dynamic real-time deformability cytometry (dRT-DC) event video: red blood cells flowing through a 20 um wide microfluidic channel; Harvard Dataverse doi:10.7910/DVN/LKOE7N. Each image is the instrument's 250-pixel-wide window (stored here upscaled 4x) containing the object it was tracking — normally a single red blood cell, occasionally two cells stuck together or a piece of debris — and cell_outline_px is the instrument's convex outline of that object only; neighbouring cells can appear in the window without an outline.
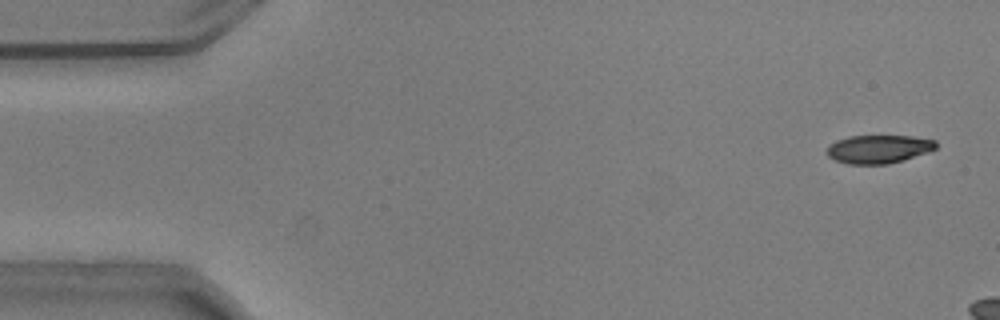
{"species": "common noctule bat (a hibernating species)", "species_latin": "Nyctalus noctula", "temperature_condition": "warm", "stored_images_in_passage": 48, "camera_frame_rate_fps": 3000, "um_per_image_px": 0.085, "animal": {"sex": "male", "body_mass_g": 20.5, "forearm_length_mm": 52.5}, "frame": {"image": 1, "passage_image": 2, "time_ms": 0.333, "image_size_px": [1000, 320], "cell_outline_px": [[936, 148], [928, 152], [888, 164], [848, 164], [836, 160], [828, 156], [824, 152], [828, 144], [836, 140], [848, 136], [912, 136], [936, 140]], "centroid_in_image_um": [74.63, 12.66], "position_along_channel_um": 10.4, "area_um2": 18.09}}
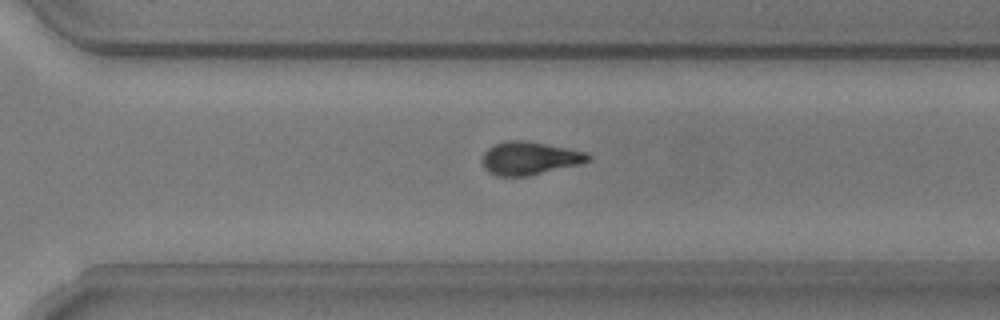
{"frame": {"image": 2, "passage_image": 37, "time_ms": 12.0, "image_size_px": [1000, 320], "cell_outline_px": [[592, 156], [588, 160], [580, 164], [528, 176], [496, 176], [488, 172], [484, 168], [480, 160], [484, 152], [488, 148], [496, 144], [508, 140], [524, 140], [584, 152]], "centroid_in_image_um": [44.94, 13.46], "position_along_channel_um": 325.7, "area_um2": 20.23}}
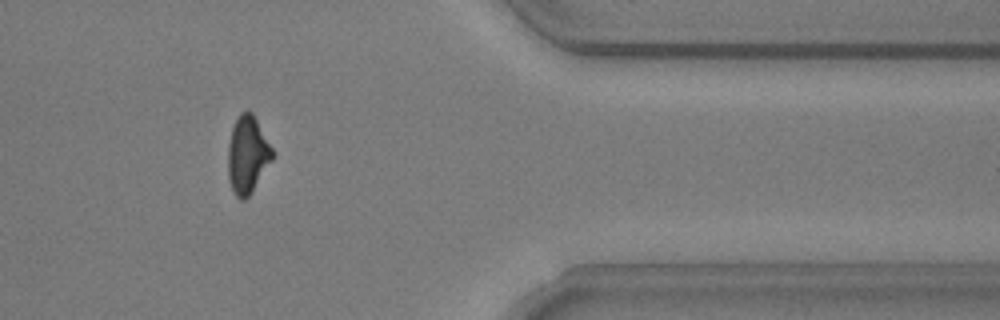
{"frame": {"image": 3, "passage_image": 44, "time_ms": 14.333, "image_size_px": [1000, 320], "cell_outline_px": [[272, 160], [252, 192], [244, 200], [240, 200], [236, 196], [232, 188], [228, 176], [228, 144], [232, 128], [240, 112], [248, 108], [252, 112], [272, 148]], "centroid_in_image_um": [21.02, 13.14], "position_along_channel_um": 390.4, "area_um2": 19.88}, "authors_computed_cell_mechanics": {"area_um2": 20.6057, "velocity_mm_per_s": 3.7484, "shape_relaxation_time_tau1_ms": 5.4343, "shape_relaxation_time_tau2_ms": 3.6395, "deformation_change_tau1": 0.1815, "deformation_change_tau2": 0.1043}}